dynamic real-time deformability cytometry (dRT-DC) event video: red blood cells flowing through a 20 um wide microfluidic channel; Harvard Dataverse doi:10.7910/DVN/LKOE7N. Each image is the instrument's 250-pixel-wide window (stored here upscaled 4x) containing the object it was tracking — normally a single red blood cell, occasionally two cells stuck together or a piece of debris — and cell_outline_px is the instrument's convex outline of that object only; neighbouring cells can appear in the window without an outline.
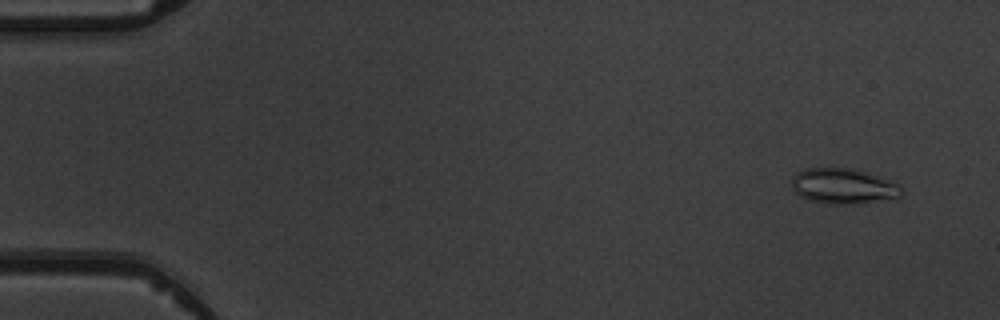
{"species": "common noctule bat (a hibernating species)", "species_latin": "Nyctalus noctula", "temperature_condition": "warm", "stored_images_in_passage": 4, "camera_frame_rate_fps": 3000, "um_per_image_px": 0.085, "animal": {"sex": "male", "body_mass_g": 19.5, "forearm_length_mm": 54.6}, "frame": {"image": 1, "passage_image": 1, "time_ms": 0.0, "image_size_px": [1000, 320], "cell_outline_px": [[900, 196], [896, 200], [840, 204], [828, 204], [808, 200], [800, 196], [792, 188], [792, 176], [796, 172], [804, 168], [852, 168], [868, 172], [888, 180], [896, 184], [900, 188]], "centroid_in_image_um": [71.65, 15.82], "position_along_channel_um": 13.3, "area_um2": 22.77}}
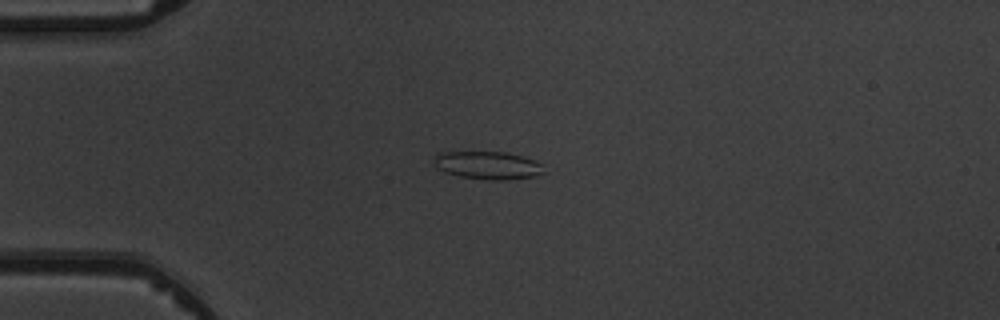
{"frame": {"image": 2, "passage_image": 4, "time_ms": 3.333, "image_size_px": [1000, 320], "cell_outline_px": [[544, 172], [536, 176], [508, 180], [484, 180], [460, 176], [444, 172], [436, 168], [432, 164], [432, 156], [436, 152], [508, 152], [536, 160], [540, 164]], "centroid_in_image_um": [41.39, 14.05], "position_along_channel_um": 43.6, "area_um2": 18.26}}